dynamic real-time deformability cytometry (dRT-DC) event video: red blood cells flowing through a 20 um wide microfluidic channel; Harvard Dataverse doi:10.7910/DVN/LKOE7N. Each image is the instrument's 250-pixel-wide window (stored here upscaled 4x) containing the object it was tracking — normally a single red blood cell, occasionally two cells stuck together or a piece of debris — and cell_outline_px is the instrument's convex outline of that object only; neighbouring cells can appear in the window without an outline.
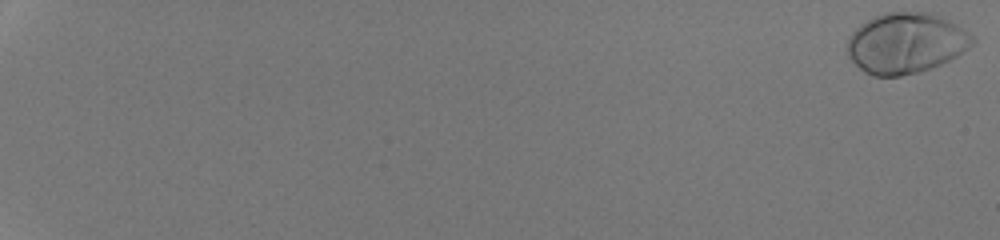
{"species": "human", "species_latin": "Homo sapiens", "temperature_condition": "room temperature", "stored_images_in_passage": 53, "camera_frame_rate_fps": 3000, "um_per_image_px": 0.085, "donor": {"sex": "male"}, "frame": {"image": 1, "passage_image": 1, "time_ms": 0.0, "image_size_px": [1000, 240], "cell_outline_px": [[976, 40], [968, 48], [956, 56], [940, 64], [916, 72], [900, 76], [872, 76], [864, 72], [848, 56], [848, 40], [852, 32], [860, 24], [884, 12], [932, 12], [956, 24], [968, 32]], "centroid_in_image_um": [76.99, 3.65], "position_along_channel_um": 8.0, "area_um2": 43.81}}
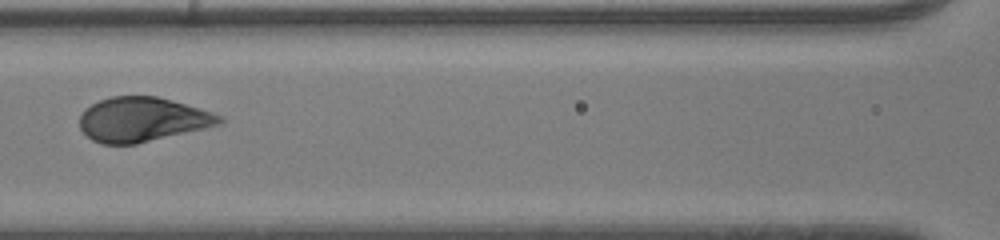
{"frame": {"image": 2, "passage_image": 30, "time_ms": 9.667, "image_size_px": [1000, 240], "cell_outline_px": [[224, 120], [220, 124], [208, 128], [136, 144], [100, 144], [92, 140], [80, 128], [80, 116], [84, 108], [100, 100], [112, 96], [156, 96], [212, 112], [224, 116]], "centroid_in_image_um": [12.1, 10.17], "position_along_channel_um": 154.5, "area_um2": 36.24}}
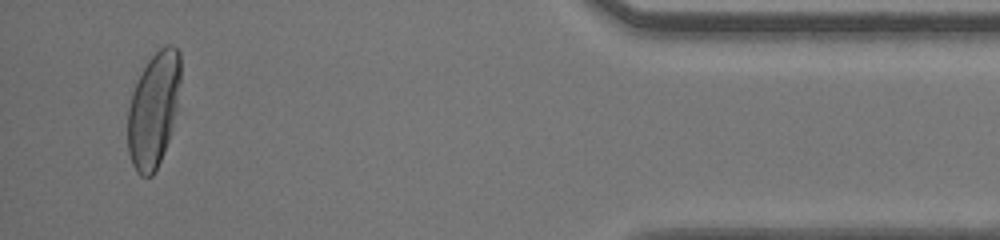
{"frame": {"image": 3, "passage_image": 52, "time_ms": 17.0, "image_size_px": [1000, 240], "cell_outline_px": [[180, 80], [176, 108], [168, 140], [160, 160], [152, 176], [140, 176], [136, 172], [132, 164], [128, 152], [128, 108], [132, 92], [148, 60], [164, 44], [172, 44], [180, 52]], "centroid_in_image_um": [13.04, 9.31], "position_along_channel_um": 422.2, "area_um2": 34.97}, "authors_computed_cell_mechanics": {"area_um2": 38.437, "velocity_mm_per_s": 4.2686, "shape_relaxation_time_tau1_ms": 2.1958, "shape_relaxation_time_tau2_ms": null, "deformation_change_tau1": 0.1661, "deformation_change_tau2": null}}